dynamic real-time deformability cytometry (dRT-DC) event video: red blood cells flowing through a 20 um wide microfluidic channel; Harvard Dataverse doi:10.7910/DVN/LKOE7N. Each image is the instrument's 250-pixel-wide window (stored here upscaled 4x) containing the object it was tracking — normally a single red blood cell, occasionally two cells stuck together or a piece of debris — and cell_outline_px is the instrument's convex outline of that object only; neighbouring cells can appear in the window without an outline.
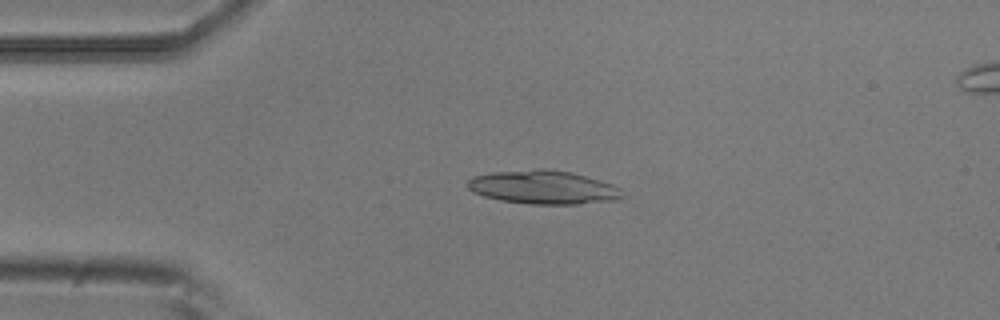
{"species": "common noctule bat (a hibernating species)", "species_latin": "Nyctalus noctula", "temperature_condition": "room temperature", "stored_images_in_passage": 5, "camera_frame_rate_fps": 3000, "um_per_image_px": 0.085, "animal": {"sex": "male", "body_mass_g": 20.5, "forearm_length_mm": 52.5}, "frame": {"image": 1, "passage_image": 3, "time_ms": 0.667, "image_size_px": [1000, 320], "cell_outline_px": [[624, 196], [616, 200], [576, 204], [528, 204], [500, 200], [484, 196], [472, 192], [468, 188], [468, 180], [472, 176], [492, 172], [536, 168], [544, 168], [572, 172], [600, 180], [612, 184], [620, 188]], "centroid_in_image_um": [46.17, 15.91], "position_along_channel_um": 38.8, "area_um2": 30.52}}
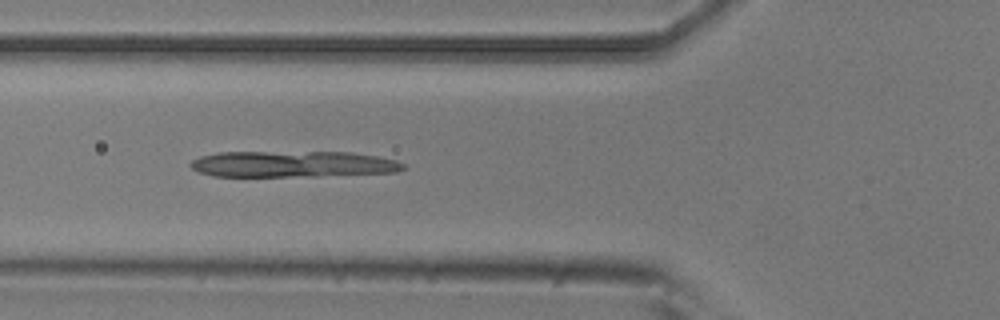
{"frame": {"image": 2, "passage_image": 5, "time_ms": 1.333, "image_size_px": [1000, 320], "cell_outline_px": [[408, 168], [396, 172], [316, 176], [212, 176], [200, 172], [192, 168], [188, 164], [192, 160], [200, 156], [220, 152], [352, 152], [376, 156], [396, 160], [404, 164]], "centroid_in_image_um": [24.9, 13.94], "position_along_channel_um": 100.9, "area_um2": 32.54}}